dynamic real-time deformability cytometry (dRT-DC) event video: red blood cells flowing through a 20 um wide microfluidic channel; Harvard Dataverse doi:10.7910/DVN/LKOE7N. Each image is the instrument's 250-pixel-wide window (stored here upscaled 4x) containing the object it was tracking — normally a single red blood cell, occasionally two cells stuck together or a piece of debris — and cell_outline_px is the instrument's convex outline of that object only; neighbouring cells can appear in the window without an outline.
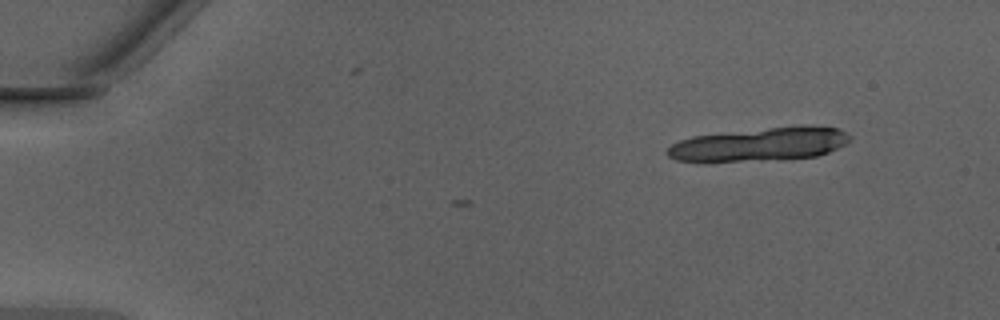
{"species": "Egyptian fruit bat (a non-hibernating species)", "species_latin": "Rousettus aegyptiacus", "temperature_condition": "warm", "stored_images_in_passage": 5, "camera_frame_rate_fps": 3000, "um_per_image_px": 0.085, "animal": {"sex": "male"}, "frame": {"image": 1, "passage_image": 1, "time_ms": 0.0, "image_size_px": [1000, 320], "cell_outline_px": [[852, 140], [828, 152], [816, 156], [760, 160], [676, 160], [668, 156], [668, 148], [672, 144], [680, 140], [692, 136], [800, 124], [808, 124], [836, 128], [852, 136]], "centroid_in_image_um": [64.67, 12.22], "position_along_channel_um": 20.3, "area_um2": 35.08}}